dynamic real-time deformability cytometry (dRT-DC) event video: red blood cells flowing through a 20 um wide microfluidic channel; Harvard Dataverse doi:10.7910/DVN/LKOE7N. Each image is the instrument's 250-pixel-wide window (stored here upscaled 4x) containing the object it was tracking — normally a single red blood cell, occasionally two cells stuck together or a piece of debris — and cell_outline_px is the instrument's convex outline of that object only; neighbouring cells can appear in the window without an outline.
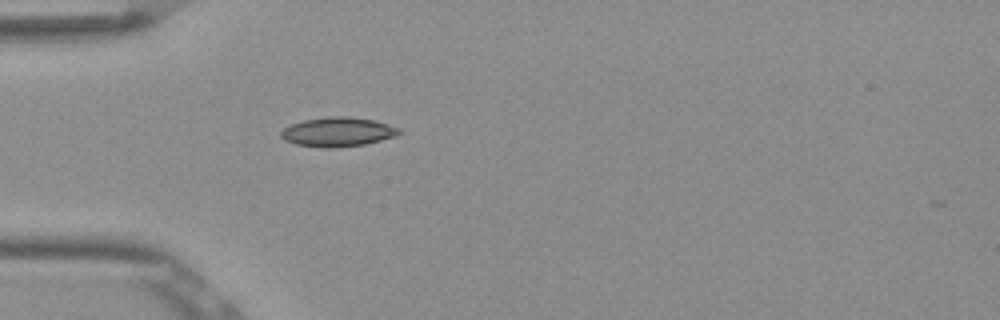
{"species": "Egyptian fruit bat (a non-hibernating species)", "species_latin": "Rousettus aegyptiacus", "temperature_condition": "room temperature", "stored_images_in_passage": 38, "camera_frame_rate_fps": 3000, "um_per_image_px": 0.085, "frame": {"image": 1, "passage_image": 1, "time_ms": 0.0, "image_size_px": [1000, 320], "cell_outline_px": [[400, 132], [396, 136], [364, 144], [332, 148], [324, 148], [296, 144], [284, 140], [280, 136], [280, 132], [284, 128], [292, 124], [304, 120], [328, 116], [348, 116], [372, 120], [388, 124], [400, 128]], "centroid_in_image_um": [28.69, 11.21], "position_along_channel_um": 56.3, "area_um2": 20.06}}
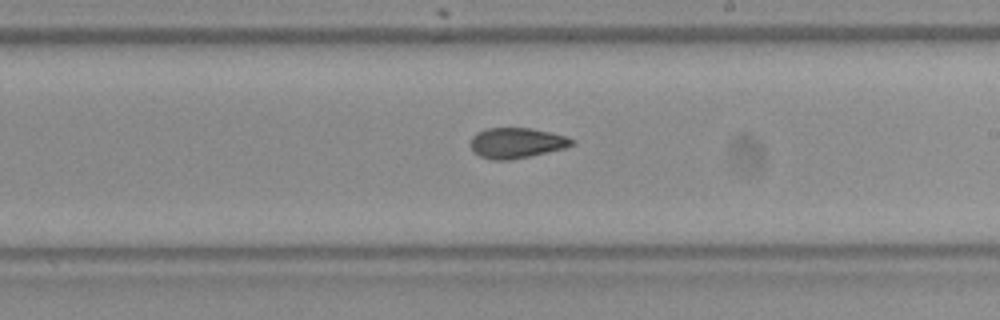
{"frame": {"image": 2, "passage_image": 16, "time_ms": 5.0, "image_size_px": [1000, 320], "cell_outline_px": [[576, 144], [564, 148], [528, 156], [508, 160], [492, 160], [480, 156], [472, 152], [472, 136], [476, 132], [484, 128], [532, 128], [568, 136], [576, 140]], "centroid_in_image_um": [43.92, 12.14], "position_along_channel_um": 245.1, "area_um2": 18.03}}
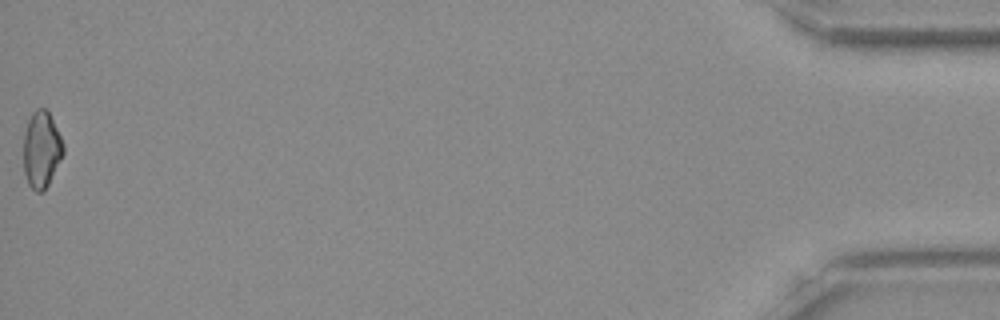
{"frame": {"image": 3, "passage_image": 38, "time_ms": 12.333, "image_size_px": [1000, 320], "cell_outline_px": [[64, 152], [44, 192], [36, 192], [28, 184], [24, 172], [24, 132], [28, 120], [32, 112], [36, 108], [44, 108], [48, 112], [64, 144]], "centroid_in_image_um": [3.51, 12.72], "position_along_channel_um": 431.7, "area_um2": 17.57}, "authors_computed_cell_mechanics": {"area_um2": 18.0625, "velocity_mm_per_s": 3.8782, "shape_relaxation_time_tau1_ms": null, "shape_relaxation_time_tau2_ms": 3.3608, "deformation_change_tau1": null, "deformation_change_tau2": 0.0751}}